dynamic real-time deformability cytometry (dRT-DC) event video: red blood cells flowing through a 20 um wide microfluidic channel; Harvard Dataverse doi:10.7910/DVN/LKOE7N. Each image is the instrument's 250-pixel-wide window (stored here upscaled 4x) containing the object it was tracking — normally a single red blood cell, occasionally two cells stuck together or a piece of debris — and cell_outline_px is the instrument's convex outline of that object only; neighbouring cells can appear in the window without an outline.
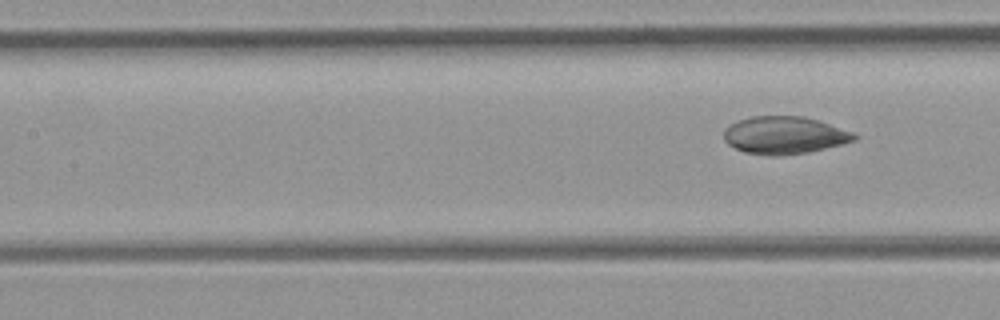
{"species": "common noctule bat (a hibernating species)", "species_latin": "Nyctalus noctula", "temperature_condition": "room temperature", "stored_images_in_passage": 6, "segment_of_instrument_passage": [2, 2], "camera_frame_rate_fps": 3000, "um_per_image_px": 0.085, "animal": {"sex": "female", "body_mass_g": 21.9}, "frame": {"image": 1, "passage_image": 6, "time_ms": 1.667, "image_size_px": [1000, 320], "cell_outline_px": [[860, 136], [856, 140], [808, 152], [780, 156], [768, 156], [744, 152], [728, 144], [724, 140], [724, 128], [740, 120], [752, 116], [804, 116], [852, 132]], "centroid_in_image_um": [66.65, 11.5], "position_along_channel_um": 140.7, "area_um2": 28.32}}